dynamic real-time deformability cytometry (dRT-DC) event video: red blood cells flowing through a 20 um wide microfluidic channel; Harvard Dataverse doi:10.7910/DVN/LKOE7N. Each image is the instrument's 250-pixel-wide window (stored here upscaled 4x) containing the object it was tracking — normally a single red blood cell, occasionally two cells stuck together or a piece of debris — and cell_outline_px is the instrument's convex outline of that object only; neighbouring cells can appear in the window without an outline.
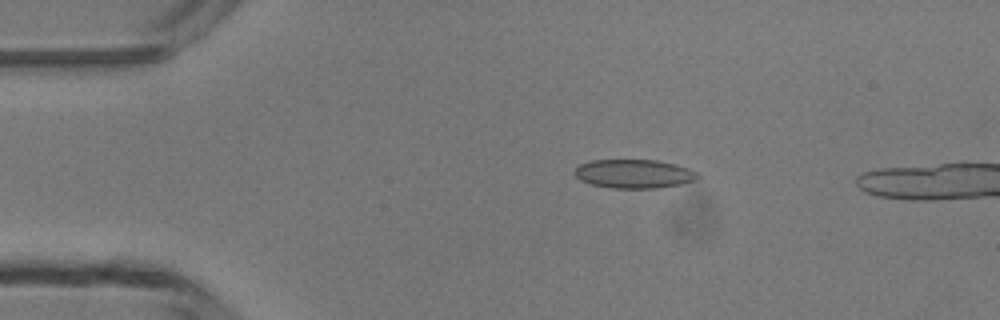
{"species": "common noctule bat (a hibernating species)", "species_latin": "Nyctalus noctula", "temperature_condition": "room temperature", "stored_images_in_passage": 5, "camera_frame_rate_fps": 3000, "um_per_image_px": 0.085, "animal": {"sex": "male", "body_mass_g": 13.3}, "frame": {"image": 1, "passage_image": 3, "time_ms": 2.333, "image_size_px": [1000, 320], "cell_outline_px": [[700, 176], [696, 180], [680, 184], [656, 188], [608, 188], [592, 184], [580, 180], [572, 172], [580, 164], [592, 160], [656, 160], [676, 164], [688, 168], [696, 172]], "centroid_in_image_um": [53.88, 14.77], "position_along_channel_um": 31.1, "area_um2": 20.69}}